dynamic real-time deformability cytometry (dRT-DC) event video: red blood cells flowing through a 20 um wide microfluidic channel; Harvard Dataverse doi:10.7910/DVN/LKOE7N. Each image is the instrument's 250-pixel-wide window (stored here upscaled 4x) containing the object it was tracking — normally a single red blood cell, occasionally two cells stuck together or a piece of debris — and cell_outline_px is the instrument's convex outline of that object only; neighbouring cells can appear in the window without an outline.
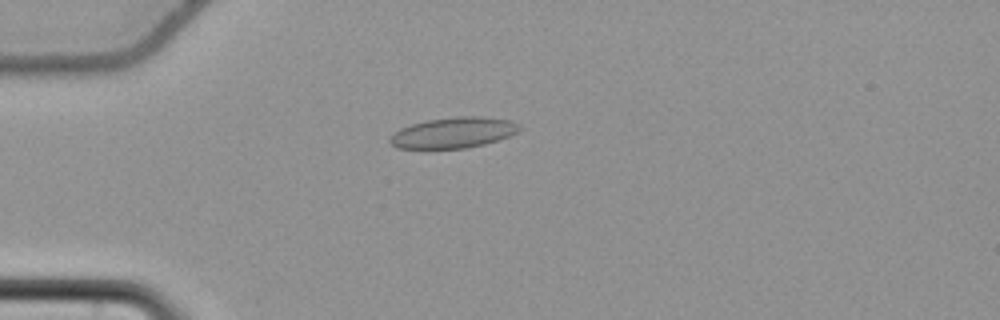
{"species": "common noctule bat (a hibernating species)", "species_latin": "Nyctalus noctula", "temperature_condition": "cold", "stored_images_in_passage": 56, "camera_frame_rate_fps": 3000, "um_per_image_px": 0.085, "animal": {"sex": "female", "body_mass_g": 22.7, "forearm_length_mm": 54.2}, "frame": {"image": 1, "passage_image": 16, "time_ms": 5.0, "image_size_px": [1000, 320], "cell_outline_px": [[524, 128], [520, 132], [484, 144], [464, 148], [396, 148], [388, 140], [400, 128], [412, 124], [428, 120], [456, 116], [480, 116], [512, 120], [520, 124]], "centroid_in_image_um": [38.61, 11.26], "position_along_channel_um": 46.4, "area_um2": 23.18}}
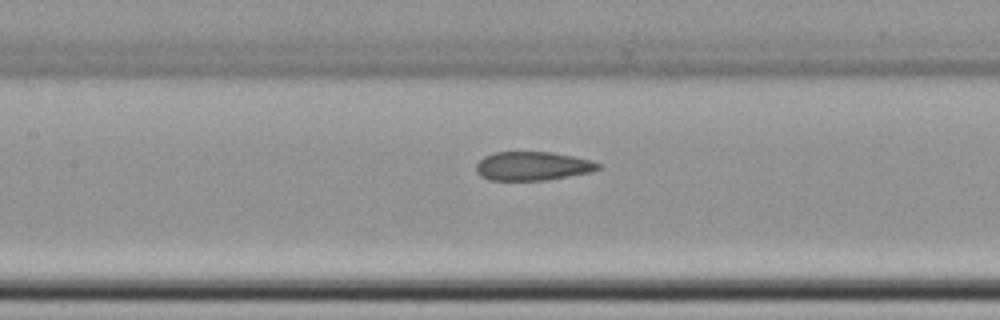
{"frame": {"image": 2, "passage_image": 27, "time_ms": 8.667, "image_size_px": [1000, 320], "cell_outline_px": [[600, 168], [592, 172], [548, 180], [488, 180], [480, 176], [476, 172], [476, 164], [484, 156], [496, 152], [552, 152], [592, 160], [600, 164]], "centroid_in_image_um": [45.27, 14.12], "position_along_channel_um": 162.1, "area_um2": 20.58}}
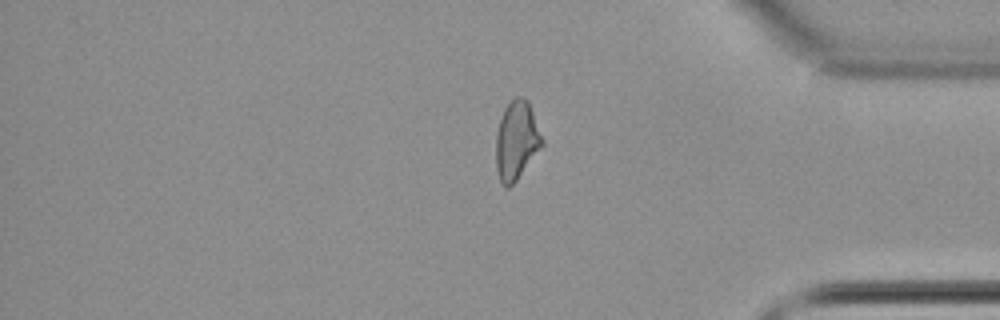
{"frame": {"image": 3, "passage_image": 47, "time_ms": 15.333, "image_size_px": [1000, 320], "cell_outline_px": [[544, 144], [516, 180], [508, 188], [500, 180], [496, 168], [496, 132], [504, 108], [516, 96], [524, 96], [528, 100], [544, 140]], "centroid_in_image_um": [43.91, 11.9], "position_along_channel_um": 391.3, "area_um2": 21.04}, "authors_computed_cell_mechanics": {"area_um2": 21.386, "velocity_mm_per_s": 3.7377, "shape_relaxation_time_tau1_ms": null, "shape_relaxation_time_tau2_ms": 2.6152, "deformation_change_tau1": null, "deformation_change_tau2": 0.1068}}